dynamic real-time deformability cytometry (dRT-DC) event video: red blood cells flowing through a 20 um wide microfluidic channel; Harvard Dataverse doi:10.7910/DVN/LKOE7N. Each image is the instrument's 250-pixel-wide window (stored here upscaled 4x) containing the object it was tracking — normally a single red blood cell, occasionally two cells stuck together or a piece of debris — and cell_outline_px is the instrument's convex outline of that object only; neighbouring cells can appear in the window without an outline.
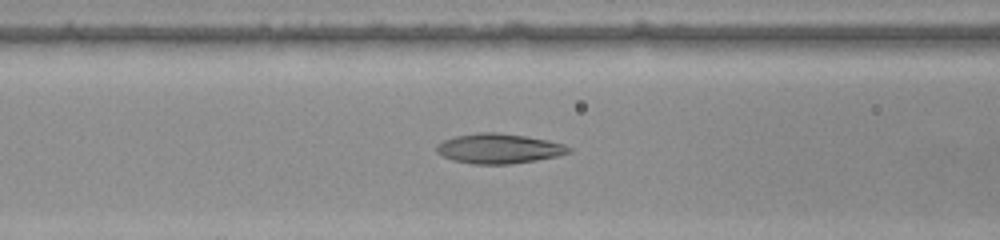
{"species": "common noctule bat (a hibernating species)", "species_latin": "Nyctalus noctula", "temperature_condition": "warm", "stored_images_in_passage": 51, "camera_frame_rate_fps": 3000, "um_per_image_px": 0.085, "animal": {"sex": "female", "body_mass_g": 22.0, "forearm_length_mm": 56.7}, "frame": {"image": 1, "passage_image": 20, "time_ms": 6.333, "image_size_px": [1000, 240], "cell_outline_px": [[572, 152], [556, 156], [536, 160], [512, 164], [476, 164], [452, 160], [436, 152], [436, 144], [444, 140], [456, 136], [480, 132], [496, 132], [524, 136], [564, 144], [572, 148]], "centroid_in_image_um": [42.39, 12.63], "position_along_channel_um": 124.2, "area_um2": 22.83}}
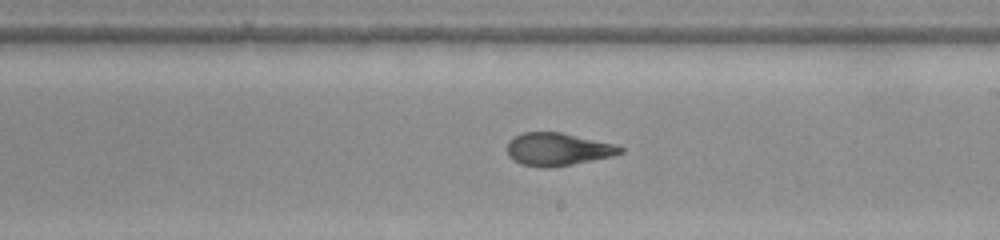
{"frame": {"image": 2, "passage_image": 29, "time_ms": 9.333, "image_size_px": [1000, 240], "cell_outline_px": [[624, 152], [612, 156], [572, 164], [548, 168], [540, 168], [520, 164], [508, 156], [508, 140], [524, 132], [560, 132], [616, 144], [624, 148]], "centroid_in_image_um": [47.41, 12.69], "position_along_channel_um": 241.6, "area_um2": 21.62}}
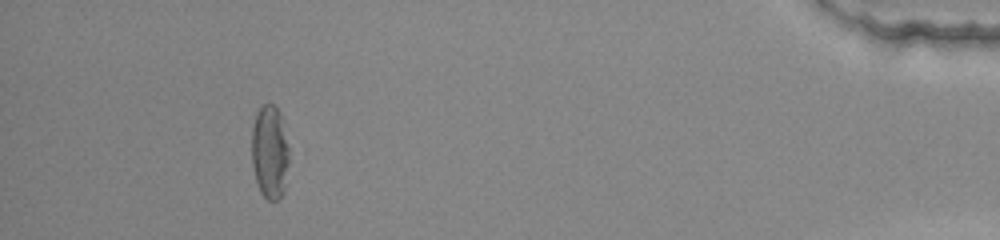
{"frame": {"image": 3, "passage_image": 47, "time_ms": 15.333, "image_size_px": [1000, 240], "cell_outline_px": [[288, 164], [284, 192], [280, 200], [268, 200], [260, 192], [256, 180], [252, 164], [252, 128], [256, 112], [264, 104], [272, 104], [280, 112], [284, 120], [288, 148]], "centroid_in_image_um": [22.94, 12.92], "position_along_channel_um": 412.3, "area_um2": 20.63}, "authors_computed_cell_mechanics": {"area_um2": 22.1374, "velocity_mm_per_s": 3.9316, "shape_relaxation_time_tau1_ms": null, "shape_relaxation_time_tau2_ms": 1.8828, "deformation_change_tau1": null, "deformation_change_tau2": 0.1004}}